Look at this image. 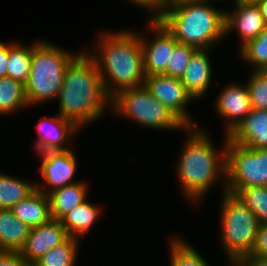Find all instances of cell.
Returning <instances> with one entry per match:
<instances>
[{
  "label": "cell",
  "instance_id": "6da1fadb",
  "mask_svg": "<svg viewBox=\"0 0 267 266\" xmlns=\"http://www.w3.org/2000/svg\"><path fill=\"white\" fill-rule=\"evenodd\" d=\"M57 99L58 114L80 130L111 110V98L106 94L102 76L87 49L79 52L67 65Z\"/></svg>",
  "mask_w": 267,
  "mask_h": 266
},
{
  "label": "cell",
  "instance_id": "7a4b0ae2",
  "mask_svg": "<svg viewBox=\"0 0 267 266\" xmlns=\"http://www.w3.org/2000/svg\"><path fill=\"white\" fill-rule=\"evenodd\" d=\"M185 132L188 136L176 162L182 194L193 203H201L208 190L218 181L223 183L222 192L225 193L228 136L224 135V146L218 151L205 129L188 126Z\"/></svg>",
  "mask_w": 267,
  "mask_h": 266
},
{
  "label": "cell",
  "instance_id": "3957f363",
  "mask_svg": "<svg viewBox=\"0 0 267 266\" xmlns=\"http://www.w3.org/2000/svg\"><path fill=\"white\" fill-rule=\"evenodd\" d=\"M116 32H102L94 50L87 51L110 98L124 89L143 86L146 79L139 34L126 29Z\"/></svg>",
  "mask_w": 267,
  "mask_h": 266
},
{
  "label": "cell",
  "instance_id": "277c9868",
  "mask_svg": "<svg viewBox=\"0 0 267 266\" xmlns=\"http://www.w3.org/2000/svg\"><path fill=\"white\" fill-rule=\"evenodd\" d=\"M214 0H201L165 12L158 20L175 39L197 49H212L225 37V10L214 7Z\"/></svg>",
  "mask_w": 267,
  "mask_h": 266
},
{
  "label": "cell",
  "instance_id": "5b68a950",
  "mask_svg": "<svg viewBox=\"0 0 267 266\" xmlns=\"http://www.w3.org/2000/svg\"><path fill=\"white\" fill-rule=\"evenodd\" d=\"M49 41L32 44L31 71L25 86L28 105L57 99L67 65L77 55Z\"/></svg>",
  "mask_w": 267,
  "mask_h": 266
},
{
  "label": "cell",
  "instance_id": "8992f818",
  "mask_svg": "<svg viewBox=\"0 0 267 266\" xmlns=\"http://www.w3.org/2000/svg\"><path fill=\"white\" fill-rule=\"evenodd\" d=\"M222 195L221 243L228 261L238 262L251 253L260 223L256 215L232 194L225 192Z\"/></svg>",
  "mask_w": 267,
  "mask_h": 266
},
{
  "label": "cell",
  "instance_id": "52a82bcc",
  "mask_svg": "<svg viewBox=\"0 0 267 266\" xmlns=\"http://www.w3.org/2000/svg\"><path fill=\"white\" fill-rule=\"evenodd\" d=\"M111 109L116 113L115 116L132 119L150 129L185 130L187 127L164 104L154 98L144 85L118 92L111 98Z\"/></svg>",
  "mask_w": 267,
  "mask_h": 266
},
{
  "label": "cell",
  "instance_id": "ba28073f",
  "mask_svg": "<svg viewBox=\"0 0 267 266\" xmlns=\"http://www.w3.org/2000/svg\"><path fill=\"white\" fill-rule=\"evenodd\" d=\"M226 188L267 187V149L246 148L228 140Z\"/></svg>",
  "mask_w": 267,
  "mask_h": 266
},
{
  "label": "cell",
  "instance_id": "9c48e42d",
  "mask_svg": "<svg viewBox=\"0 0 267 266\" xmlns=\"http://www.w3.org/2000/svg\"><path fill=\"white\" fill-rule=\"evenodd\" d=\"M144 86L154 98L164 104L187 127L196 126L187 110V105L192 100L194 101V98L187 91L180 78L164 74L149 75L146 76Z\"/></svg>",
  "mask_w": 267,
  "mask_h": 266
},
{
  "label": "cell",
  "instance_id": "30bf717a",
  "mask_svg": "<svg viewBox=\"0 0 267 266\" xmlns=\"http://www.w3.org/2000/svg\"><path fill=\"white\" fill-rule=\"evenodd\" d=\"M147 28L154 34L153 39L146 40L141 33L139 35L145 74L146 76L165 74L174 45L178 41L159 20H151L149 17Z\"/></svg>",
  "mask_w": 267,
  "mask_h": 266
},
{
  "label": "cell",
  "instance_id": "8fae6325",
  "mask_svg": "<svg viewBox=\"0 0 267 266\" xmlns=\"http://www.w3.org/2000/svg\"><path fill=\"white\" fill-rule=\"evenodd\" d=\"M216 99L214 107L220 116L227 119L224 134L228 136L252 111L248 87L246 83L226 84Z\"/></svg>",
  "mask_w": 267,
  "mask_h": 266
},
{
  "label": "cell",
  "instance_id": "7c38bea8",
  "mask_svg": "<svg viewBox=\"0 0 267 266\" xmlns=\"http://www.w3.org/2000/svg\"><path fill=\"white\" fill-rule=\"evenodd\" d=\"M235 8L225 10V36L237 31L240 37V48L256 38L266 26L257 3L234 1Z\"/></svg>",
  "mask_w": 267,
  "mask_h": 266
},
{
  "label": "cell",
  "instance_id": "4fadbf2b",
  "mask_svg": "<svg viewBox=\"0 0 267 266\" xmlns=\"http://www.w3.org/2000/svg\"><path fill=\"white\" fill-rule=\"evenodd\" d=\"M68 237L60 220L51 219L46 224L31 228L25 246L20 252L27 263L32 266L50 249L61 244Z\"/></svg>",
  "mask_w": 267,
  "mask_h": 266
},
{
  "label": "cell",
  "instance_id": "5bb4252c",
  "mask_svg": "<svg viewBox=\"0 0 267 266\" xmlns=\"http://www.w3.org/2000/svg\"><path fill=\"white\" fill-rule=\"evenodd\" d=\"M76 160L74 152L69 149L51 161L40 164V176L44 184L36 182V188L48 195L54 189L77 182L74 180L78 167Z\"/></svg>",
  "mask_w": 267,
  "mask_h": 266
},
{
  "label": "cell",
  "instance_id": "9a60e30c",
  "mask_svg": "<svg viewBox=\"0 0 267 266\" xmlns=\"http://www.w3.org/2000/svg\"><path fill=\"white\" fill-rule=\"evenodd\" d=\"M228 140L246 148L267 149V110L252 109Z\"/></svg>",
  "mask_w": 267,
  "mask_h": 266
},
{
  "label": "cell",
  "instance_id": "2e32d148",
  "mask_svg": "<svg viewBox=\"0 0 267 266\" xmlns=\"http://www.w3.org/2000/svg\"><path fill=\"white\" fill-rule=\"evenodd\" d=\"M210 51L211 49H198L181 77V82L195 100L206 95L213 78Z\"/></svg>",
  "mask_w": 267,
  "mask_h": 266
},
{
  "label": "cell",
  "instance_id": "e0dca14e",
  "mask_svg": "<svg viewBox=\"0 0 267 266\" xmlns=\"http://www.w3.org/2000/svg\"><path fill=\"white\" fill-rule=\"evenodd\" d=\"M11 210L30 228L46 224L52 219L49 196L38 189L15 204Z\"/></svg>",
  "mask_w": 267,
  "mask_h": 266
},
{
  "label": "cell",
  "instance_id": "ac0fdd59",
  "mask_svg": "<svg viewBox=\"0 0 267 266\" xmlns=\"http://www.w3.org/2000/svg\"><path fill=\"white\" fill-rule=\"evenodd\" d=\"M36 129L38 133V140H41L45 144L58 145L64 150H69L67 141L69 138L73 137L79 128L70 120L65 119L60 114H56L54 117L48 118V116H43L39 119L38 124H36Z\"/></svg>",
  "mask_w": 267,
  "mask_h": 266
},
{
  "label": "cell",
  "instance_id": "d6986e66",
  "mask_svg": "<svg viewBox=\"0 0 267 266\" xmlns=\"http://www.w3.org/2000/svg\"><path fill=\"white\" fill-rule=\"evenodd\" d=\"M31 228L11 209H0V251L20 252Z\"/></svg>",
  "mask_w": 267,
  "mask_h": 266
},
{
  "label": "cell",
  "instance_id": "ffe728a7",
  "mask_svg": "<svg viewBox=\"0 0 267 266\" xmlns=\"http://www.w3.org/2000/svg\"><path fill=\"white\" fill-rule=\"evenodd\" d=\"M88 188L81 180L54 189L48 194L50 199L51 217L60 220L82 202L86 201Z\"/></svg>",
  "mask_w": 267,
  "mask_h": 266
},
{
  "label": "cell",
  "instance_id": "44dd1931",
  "mask_svg": "<svg viewBox=\"0 0 267 266\" xmlns=\"http://www.w3.org/2000/svg\"><path fill=\"white\" fill-rule=\"evenodd\" d=\"M96 205L86 200L60 219L70 237L79 239L89 232L91 226L93 227L102 214V207Z\"/></svg>",
  "mask_w": 267,
  "mask_h": 266
},
{
  "label": "cell",
  "instance_id": "7402d4cb",
  "mask_svg": "<svg viewBox=\"0 0 267 266\" xmlns=\"http://www.w3.org/2000/svg\"><path fill=\"white\" fill-rule=\"evenodd\" d=\"M36 184L0 172V209H11L36 190Z\"/></svg>",
  "mask_w": 267,
  "mask_h": 266
},
{
  "label": "cell",
  "instance_id": "603a6c76",
  "mask_svg": "<svg viewBox=\"0 0 267 266\" xmlns=\"http://www.w3.org/2000/svg\"><path fill=\"white\" fill-rule=\"evenodd\" d=\"M23 107H29L24 84L10 77L0 78V115L14 114Z\"/></svg>",
  "mask_w": 267,
  "mask_h": 266
},
{
  "label": "cell",
  "instance_id": "cb8c5ba5",
  "mask_svg": "<svg viewBox=\"0 0 267 266\" xmlns=\"http://www.w3.org/2000/svg\"><path fill=\"white\" fill-rule=\"evenodd\" d=\"M32 64V46H25L20 42L9 43V62L7 77L25 84L28 80Z\"/></svg>",
  "mask_w": 267,
  "mask_h": 266
},
{
  "label": "cell",
  "instance_id": "d4e9b609",
  "mask_svg": "<svg viewBox=\"0 0 267 266\" xmlns=\"http://www.w3.org/2000/svg\"><path fill=\"white\" fill-rule=\"evenodd\" d=\"M258 218L260 224L267 223V187L226 188Z\"/></svg>",
  "mask_w": 267,
  "mask_h": 266
},
{
  "label": "cell",
  "instance_id": "484cf974",
  "mask_svg": "<svg viewBox=\"0 0 267 266\" xmlns=\"http://www.w3.org/2000/svg\"><path fill=\"white\" fill-rule=\"evenodd\" d=\"M79 239L68 237L64 242L50 249L32 266H75L78 257Z\"/></svg>",
  "mask_w": 267,
  "mask_h": 266
},
{
  "label": "cell",
  "instance_id": "4316f807",
  "mask_svg": "<svg viewBox=\"0 0 267 266\" xmlns=\"http://www.w3.org/2000/svg\"><path fill=\"white\" fill-rule=\"evenodd\" d=\"M170 266H210L204 257L183 238H170Z\"/></svg>",
  "mask_w": 267,
  "mask_h": 266
},
{
  "label": "cell",
  "instance_id": "83f0119b",
  "mask_svg": "<svg viewBox=\"0 0 267 266\" xmlns=\"http://www.w3.org/2000/svg\"><path fill=\"white\" fill-rule=\"evenodd\" d=\"M240 56L249 65L252 70L267 69V25L262 32L253 40H250L244 46L239 48Z\"/></svg>",
  "mask_w": 267,
  "mask_h": 266
},
{
  "label": "cell",
  "instance_id": "f1b7e54d",
  "mask_svg": "<svg viewBox=\"0 0 267 266\" xmlns=\"http://www.w3.org/2000/svg\"><path fill=\"white\" fill-rule=\"evenodd\" d=\"M252 109L267 110V72L253 70L246 83Z\"/></svg>",
  "mask_w": 267,
  "mask_h": 266
},
{
  "label": "cell",
  "instance_id": "f546056e",
  "mask_svg": "<svg viewBox=\"0 0 267 266\" xmlns=\"http://www.w3.org/2000/svg\"><path fill=\"white\" fill-rule=\"evenodd\" d=\"M197 50L198 49L193 46L177 42L174 45V49L170 57V64H167L164 75L181 79L191 60V57Z\"/></svg>",
  "mask_w": 267,
  "mask_h": 266
},
{
  "label": "cell",
  "instance_id": "4dcf8cb0",
  "mask_svg": "<svg viewBox=\"0 0 267 266\" xmlns=\"http://www.w3.org/2000/svg\"><path fill=\"white\" fill-rule=\"evenodd\" d=\"M35 142L36 143L34 150L39 152L37 154L41 155V157L43 158L41 164L51 161L65 151L58 145L45 144L38 139Z\"/></svg>",
  "mask_w": 267,
  "mask_h": 266
},
{
  "label": "cell",
  "instance_id": "1f68e13d",
  "mask_svg": "<svg viewBox=\"0 0 267 266\" xmlns=\"http://www.w3.org/2000/svg\"><path fill=\"white\" fill-rule=\"evenodd\" d=\"M249 255L267 257V223L259 225L255 244Z\"/></svg>",
  "mask_w": 267,
  "mask_h": 266
},
{
  "label": "cell",
  "instance_id": "d6a6232c",
  "mask_svg": "<svg viewBox=\"0 0 267 266\" xmlns=\"http://www.w3.org/2000/svg\"><path fill=\"white\" fill-rule=\"evenodd\" d=\"M132 4L146 8L148 12L154 14L151 20H158L164 14V0H128Z\"/></svg>",
  "mask_w": 267,
  "mask_h": 266
},
{
  "label": "cell",
  "instance_id": "836d02e7",
  "mask_svg": "<svg viewBox=\"0 0 267 266\" xmlns=\"http://www.w3.org/2000/svg\"><path fill=\"white\" fill-rule=\"evenodd\" d=\"M0 266H30L21 252L0 251Z\"/></svg>",
  "mask_w": 267,
  "mask_h": 266
},
{
  "label": "cell",
  "instance_id": "e575fe53",
  "mask_svg": "<svg viewBox=\"0 0 267 266\" xmlns=\"http://www.w3.org/2000/svg\"><path fill=\"white\" fill-rule=\"evenodd\" d=\"M9 62V44L0 42V78L7 77V65Z\"/></svg>",
  "mask_w": 267,
  "mask_h": 266
},
{
  "label": "cell",
  "instance_id": "d590c367",
  "mask_svg": "<svg viewBox=\"0 0 267 266\" xmlns=\"http://www.w3.org/2000/svg\"><path fill=\"white\" fill-rule=\"evenodd\" d=\"M242 266H267V257L246 255L238 261Z\"/></svg>",
  "mask_w": 267,
  "mask_h": 266
},
{
  "label": "cell",
  "instance_id": "8d00e7d4",
  "mask_svg": "<svg viewBox=\"0 0 267 266\" xmlns=\"http://www.w3.org/2000/svg\"><path fill=\"white\" fill-rule=\"evenodd\" d=\"M256 3L259 7V10L264 19V22L267 25V0H259Z\"/></svg>",
  "mask_w": 267,
  "mask_h": 266
},
{
  "label": "cell",
  "instance_id": "74e56055",
  "mask_svg": "<svg viewBox=\"0 0 267 266\" xmlns=\"http://www.w3.org/2000/svg\"><path fill=\"white\" fill-rule=\"evenodd\" d=\"M231 266H242L239 262H233V261H231L230 263H229ZM229 265V266H230Z\"/></svg>",
  "mask_w": 267,
  "mask_h": 266
},
{
  "label": "cell",
  "instance_id": "f35d334b",
  "mask_svg": "<svg viewBox=\"0 0 267 266\" xmlns=\"http://www.w3.org/2000/svg\"><path fill=\"white\" fill-rule=\"evenodd\" d=\"M234 1V0H233ZM238 1H244V2H253V3H256L258 2L259 0H238Z\"/></svg>",
  "mask_w": 267,
  "mask_h": 266
}]
</instances>
